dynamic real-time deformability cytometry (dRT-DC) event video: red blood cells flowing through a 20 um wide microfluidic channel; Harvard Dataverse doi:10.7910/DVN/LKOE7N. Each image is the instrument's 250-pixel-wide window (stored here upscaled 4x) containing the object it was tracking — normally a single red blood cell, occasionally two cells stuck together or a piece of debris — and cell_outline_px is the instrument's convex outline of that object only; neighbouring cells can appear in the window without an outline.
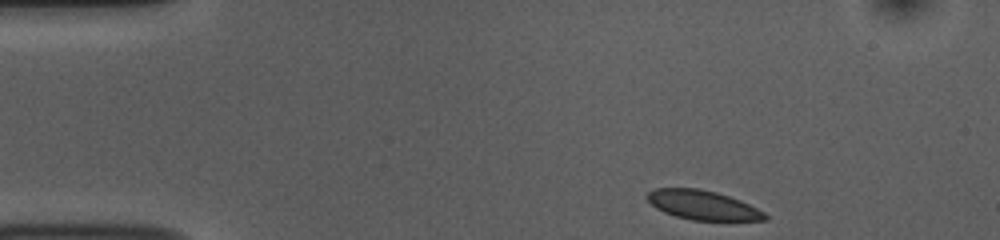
{"species": "common noctule bat (a hibernating species)", "species_latin": "Nyctalus noctula", "temperature_condition": "room temperature", "stored_images_in_passage": 46, "camera_frame_rate_fps": 3000, "um_per_image_px": 0.085, "animal": {"sex": "female", "body_mass_g": 10.0, "forearm_length_mm": 53.1}, "frame": {"image": 1, "passage_image": 1, "time_ms": 0.0, "image_size_px": [1000, 240], "cell_outline_px": [[768, 220], [728, 224], [692, 220], [676, 216], [664, 212], [656, 208], [644, 196], [648, 192], [656, 188], [700, 188], [716, 192], [740, 200], [764, 212], [768, 216]], "centroid_in_image_um": [59.83, 17.5], "position_along_channel_um": 25.2, "area_um2": 21.1}}
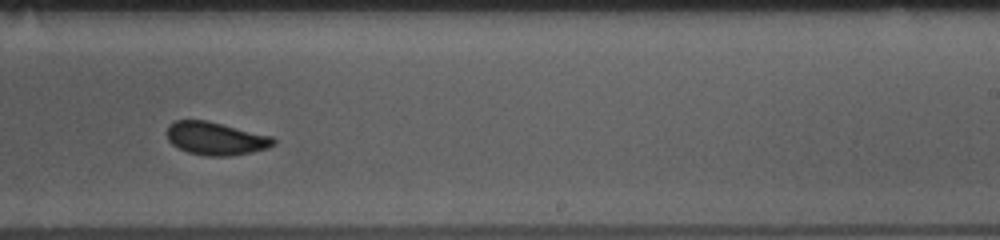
{"frame": {"image": 2, "passage_image": 26, "time_ms": 8.333, "image_size_px": [1000, 240], "cell_outline_px": [[276, 144], [268, 148], [252, 152], [232, 156], [208, 156], [188, 152], [172, 144], [168, 140], [168, 124], [176, 120], [208, 120], [272, 136], [276, 140]], "centroid_in_image_um": [18.37, 11.77], "position_along_channel_um": 270.6, "area_um2": 20.58}}
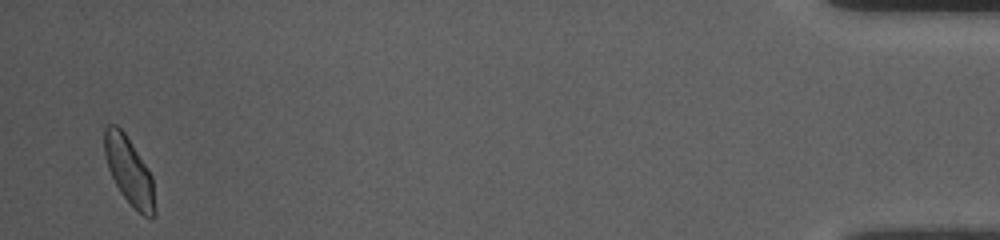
{"frame": {"image": 3, "passage_image": 45, "time_ms": 14.667, "image_size_px": [1000, 240], "cell_outline_px": [[156, 212], [152, 220], [144, 216], [120, 192], [108, 168], [104, 152], [104, 128], [108, 124], [116, 124], [124, 132], [148, 168], [152, 176]], "centroid_in_image_um": [10.98, 14.52], "position_along_channel_um": 424.2, "area_um2": 19.65}, "authors_computed_cell_mechanics": {"area_um2": 20.7791, "velocity_mm_per_s": 3.7268, "shape_relaxation_time_tau1_ms": 2.8689, "shape_relaxation_time_tau2_ms": 0.73, "deformation_change_tau1": 0.0882, "deformation_change_tau2": 0.0361}}